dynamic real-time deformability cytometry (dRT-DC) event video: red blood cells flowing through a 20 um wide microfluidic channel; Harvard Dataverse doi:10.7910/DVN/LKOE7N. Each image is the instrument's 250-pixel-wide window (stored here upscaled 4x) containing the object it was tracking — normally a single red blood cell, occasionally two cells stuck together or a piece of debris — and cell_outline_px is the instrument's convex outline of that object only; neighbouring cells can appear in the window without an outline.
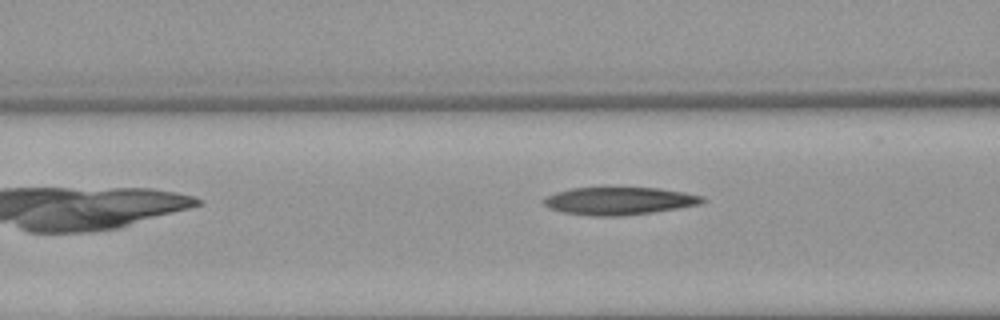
{"species": "Egyptian fruit bat (a non-hibernating species)", "species_latin": "Rousettus aegyptiacus", "temperature_condition": "warm", "stored_images_in_passage": 5, "camera_frame_rate_fps": 3000, "um_per_image_px": 0.085, "animal": {"sex": "female"}, "frame": {"image": 1, "passage_image": 4, "time_ms": 3.667, "image_size_px": [1000, 320], "cell_outline_px": [[708, 200], [700, 204], [680, 208], [652, 212], [620, 216], [592, 216], [564, 212], [548, 208], [540, 200], [556, 192], [572, 188], [660, 188], [684, 192], [704, 196]], "centroid_in_image_um": [52.66, 17.08], "position_along_channel_um": 113.9, "area_um2": 25.61}}